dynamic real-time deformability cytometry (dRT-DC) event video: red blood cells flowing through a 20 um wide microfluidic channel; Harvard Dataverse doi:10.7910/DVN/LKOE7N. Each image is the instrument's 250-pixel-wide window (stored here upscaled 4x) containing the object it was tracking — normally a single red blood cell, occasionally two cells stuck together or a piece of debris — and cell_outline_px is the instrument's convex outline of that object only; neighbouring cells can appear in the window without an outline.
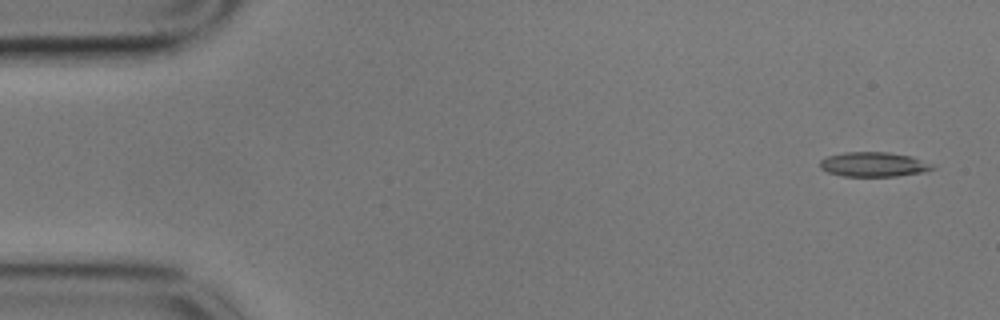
{"species": "common noctule bat (a hibernating species)", "species_latin": "Nyctalus noctula", "temperature_condition": "cold", "stored_images_in_passage": 56, "camera_frame_rate_fps": 3000, "um_per_image_px": 0.085, "animal": {"sex": "male", "body_mass_g": 17.9}, "frame": {"image": 1, "passage_image": 3, "time_ms": 0.667, "image_size_px": [1000, 320], "cell_outline_px": [[936, 168], [920, 172], [896, 176], [844, 176], [828, 172], [820, 168], [820, 160], [828, 156], [844, 152], [888, 152], [912, 156], [932, 164]], "centroid_in_image_um": [74.24, 13.96], "position_along_channel_um": 10.8, "area_um2": 16.01}}
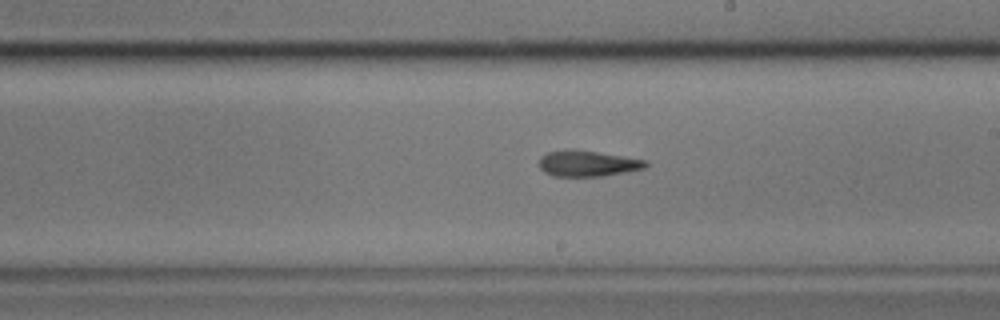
{"frame": {"image": 2, "passage_image": 32, "time_ms": 10.333, "image_size_px": [1000, 320], "cell_outline_px": [[648, 164], [644, 168], [604, 176], [552, 176], [544, 172], [540, 168], [540, 156], [548, 152], [596, 152], [648, 160]], "centroid_in_image_um": [49.98, 13.94], "position_along_channel_um": 239.0, "area_um2": 15.37}}
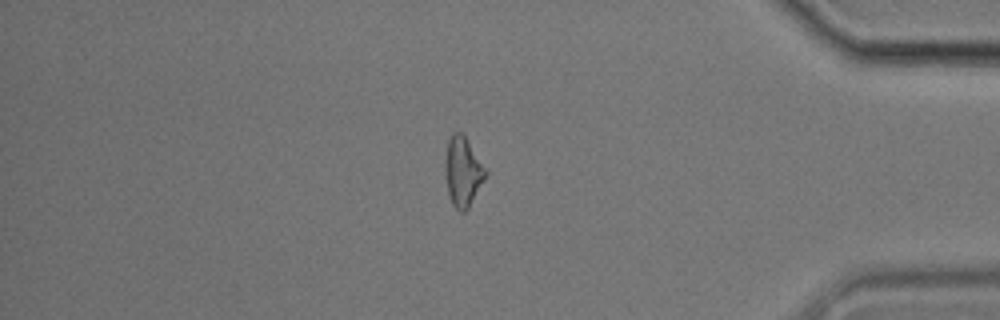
{"frame": {"image": 3, "passage_image": 48, "time_ms": 15.667, "image_size_px": [1000, 320], "cell_outline_px": [[488, 172], [484, 180], [468, 208], [464, 212], [460, 212], [452, 204], [448, 192], [444, 168], [444, 160], [448, 140], [452, 132], [460, 132], [464, 136], [488, 168]], "centroid_in_image_um": [39.35, 14.57], "position_along_channel_um": 395.9, "area_um2": 16.53}}